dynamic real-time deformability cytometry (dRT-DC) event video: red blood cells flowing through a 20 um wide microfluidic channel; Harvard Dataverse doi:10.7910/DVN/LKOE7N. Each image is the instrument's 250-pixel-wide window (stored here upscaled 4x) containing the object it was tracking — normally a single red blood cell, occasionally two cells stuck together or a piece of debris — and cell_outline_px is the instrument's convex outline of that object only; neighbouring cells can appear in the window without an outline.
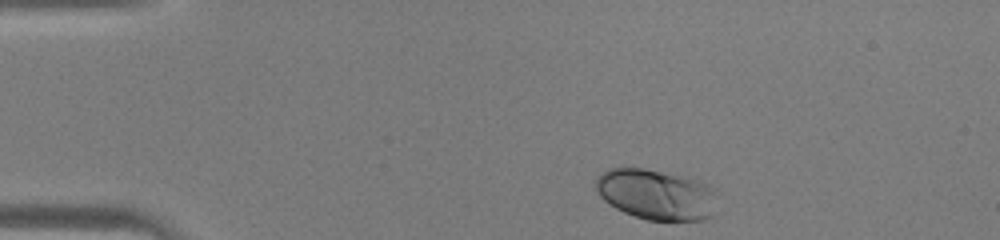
{"species": "human", "species_latin": "Homo sapiens", "temperature_condition": "warm", "stored_images_in_passage": 35, "camera_frame_rate_fps": 3000, "um_per_image_px": 0.085, "donor": {"sex": "male"}, "frame": {"image": 1, "passage_image": 1, "time_ms": 0.0, "image_size_px": [1000, 240], "cell_outline_px": [[712, 216], [704, 220], [648, 220], [624, 212], [616, 208], [604, 200], [600, 196], [596, 188], [596, 176], [608, 168], [644, 168], [688, 176], [700, 180], [708, 184], [712, 192]], "centroid_in_image_um": [55.72, 16.5], "position_along_channel_um": 29.3, "area_um2": 35.49}}
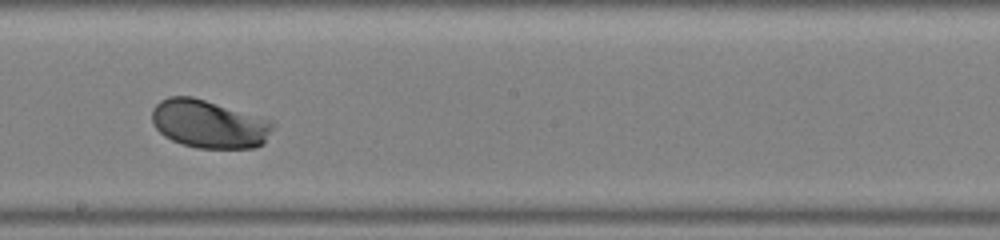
{"frame": {"image": 2, "passage_image": 19, "time_ms": 6.0, "image_size_px": [1000, 240], "cell_outline_px": [[272, 128], [264, 144], [256, 148], [196, 148], [180, 144], [164, 136], [152, 124], [152, 108], [160, 100], [168, 96], [192, 96], [272, 120]], "centroid_in_image_um": [17.73, 10.54], "position_along_channel_um": 230.5, "area_um2": 34.04}}
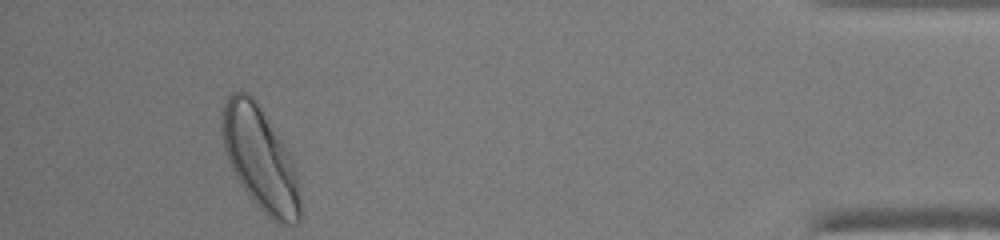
{"frame": {"image": 3, "passage_image": 35, "time_ms": 11.333, "image_size_px": [1000, 240], "cell_outline_px": [[300, 224], [276, 224], [248, 196], [240, 184], [228, 160], [224, 148], [220, 128], [220, 116], [224, 104], [228, 96], [232, 92], [240, 88], [248, 92], [256, 100], [280, 136], [292, 156], [296, 168], [300, 184]], "centroid_in_image_um": [22.13, 13.47], "position_along_channel_um": 413.1, "area_um2": 48.03}}